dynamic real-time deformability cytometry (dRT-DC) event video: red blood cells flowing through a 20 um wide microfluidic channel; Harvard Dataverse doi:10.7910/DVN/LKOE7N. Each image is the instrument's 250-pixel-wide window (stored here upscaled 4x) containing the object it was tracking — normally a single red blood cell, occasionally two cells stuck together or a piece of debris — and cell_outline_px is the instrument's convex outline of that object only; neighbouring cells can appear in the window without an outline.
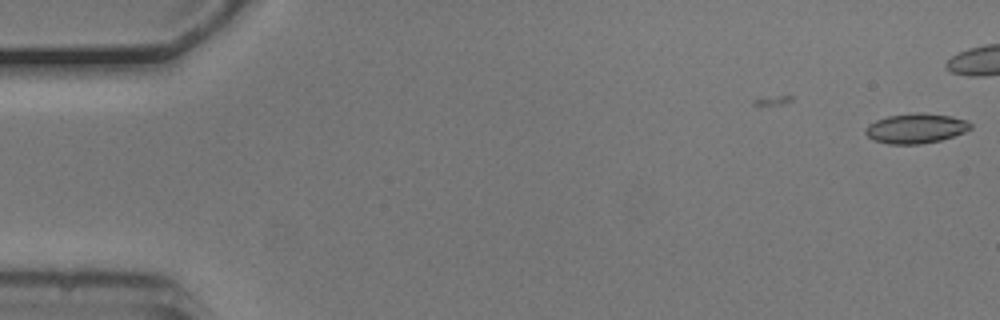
{"species": "common noctule bat (a hibernating species)", "species_latin": "Nyctalus noctula", "temperature_condition": "cold", "stored_images_in_passage": 5, "camera_frame_rate_fps": 3000, "um_per_image_px": 0.085, "animal": {"sex": "male", "body_mass_g": 20.5, "forearm_length_mm": 52.5}, "frame": {"image": 1, "passage_image": 5, "time_ms": 1.333, "image_size_px": [1000, 320], "cell_outline_px": [[972, 128], [964, 132], [940, 140], [920, 144], [888, 144], [872, 140], [864, 132], [868, 124], [876, 120], [888, 116], [916, 112], [924, 112], [952, 116], [968, 120], [972, 124]], "centroid_in_image_um": [77.85, 10.9], "position_along_channel_um": 7.1, "area_um2": 18.44}}